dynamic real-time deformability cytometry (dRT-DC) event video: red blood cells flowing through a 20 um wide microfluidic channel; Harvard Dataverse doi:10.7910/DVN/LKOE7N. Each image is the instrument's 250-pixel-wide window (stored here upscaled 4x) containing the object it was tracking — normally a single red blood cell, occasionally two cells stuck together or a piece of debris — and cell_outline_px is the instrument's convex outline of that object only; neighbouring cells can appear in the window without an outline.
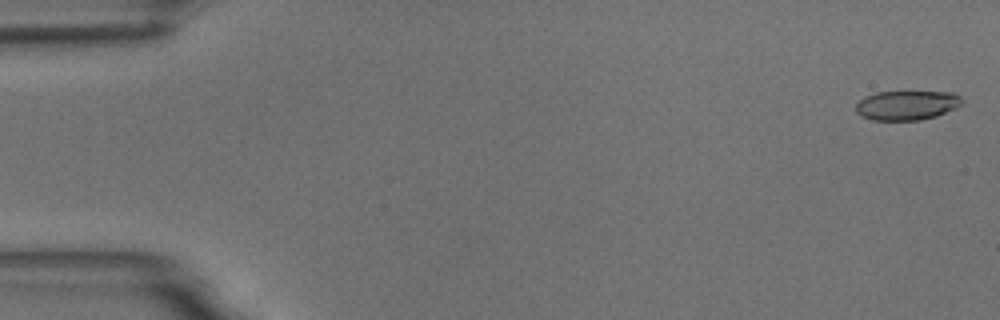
{"species": "common noctule bat (a hibernating species)", "species_latin": "Nyctalus noctula", "temperature_condition": "room temperature", "stored_images_in_passage": 9, "camera_frame_rate_fps": 3000, "um_per_image_px": 0.085, "animal": {"sex": "male", "body_mass_g": 18.8}, "frame": {"image": 1, "passage_image": 2, "time_ms": 0.333, "image_size_px": [1000, 320], "cell_outline_px": [[964, 100], [956, 108], [936, 116], [920, 120], [872, 120], [860, 116], [856, 112], [856, 104], [864, 96], [876, 92], [952, 92], [960, 96]], "centroid_in_image_um": [77.06, 8.95], "position_along_channel_um": 7.9, "area_um2": 18.26}}